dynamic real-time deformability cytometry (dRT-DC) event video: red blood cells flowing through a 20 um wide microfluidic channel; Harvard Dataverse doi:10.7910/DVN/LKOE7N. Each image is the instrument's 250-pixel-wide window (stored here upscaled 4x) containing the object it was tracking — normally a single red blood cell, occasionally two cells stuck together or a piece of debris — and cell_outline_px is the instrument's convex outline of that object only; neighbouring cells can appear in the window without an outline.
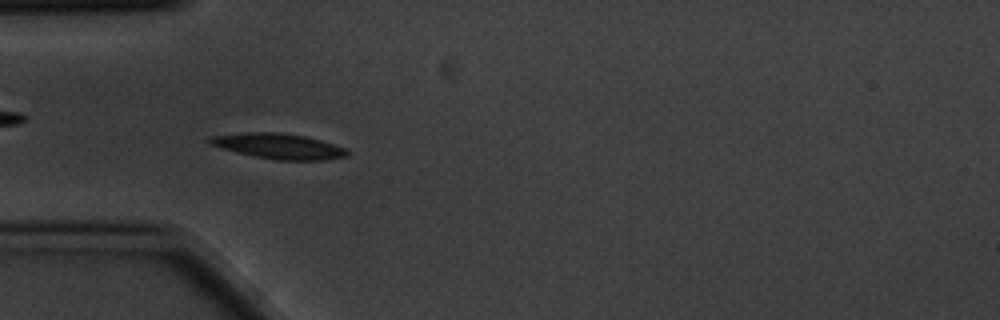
{"species": "common noctule bat (a hibernating species)", "species_latin": "Nyctalus noctula", "temperature_condition": "cold", "stored_images_in_passage": 6, "camera_frame_rate_fps": 3000, "um_per_image_px": 0.085, "animal": {"sex": "male", "body_mass_g": 20.1, "forearm_length_mm": 53.5}, "frame": {"image": 1, "passage_image": 5, "time_ms": 1.333, "image_size_px": [1000, 320], "cell_outline_px": [[348, 156], [324, 160], [276, 160], [236, 152], [220, 148], [208, 144], [208, 140], [212, 136], [244, 132], [280, 132], [304, 136], [320, 140], [348, 148]], "centroid_in_image_um": [23.69, 12.42], "position_along_channel_um": 61.3, "area_um2": 20.35}}